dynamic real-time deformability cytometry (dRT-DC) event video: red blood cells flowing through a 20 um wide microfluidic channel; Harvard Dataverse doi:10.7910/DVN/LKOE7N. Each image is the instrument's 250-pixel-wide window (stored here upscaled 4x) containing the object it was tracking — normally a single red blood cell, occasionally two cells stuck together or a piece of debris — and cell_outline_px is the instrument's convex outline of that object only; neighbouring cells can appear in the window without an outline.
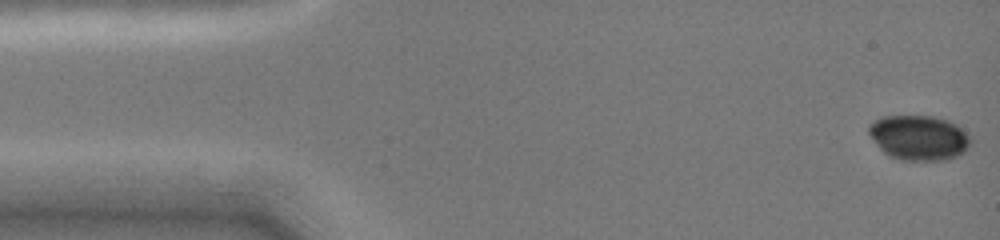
{"species": "common noctule bat (a hibernating species)", "species_latin": "Nyctalus noctula", "temperature_condition": "cold", "stored_images_in_passage": 24, "camera_frame_rate_fps": 3000, "um_per_image_px": 0.085, "animal": {"sex": "female", "body_mass_g": 19.0, "forearm_length_mm": 51.5}, "frame": {"image": 1, "passage_image": 1, "time_ms": 0.0, "image_size_px": [1000, 240], "cell_outline_px": [[972, 144], [964, 152], [948, 160], [900, 160], [884, 152], [876, 144], [868, 132], [868, 124], [884, 116], [932, 116], [948, 120], [956, 124], [972, 136]], "centroid_in_image_um": [78.15, 11.7], "position_along_channel_um": 6.8, "area_um2": 26.82}}
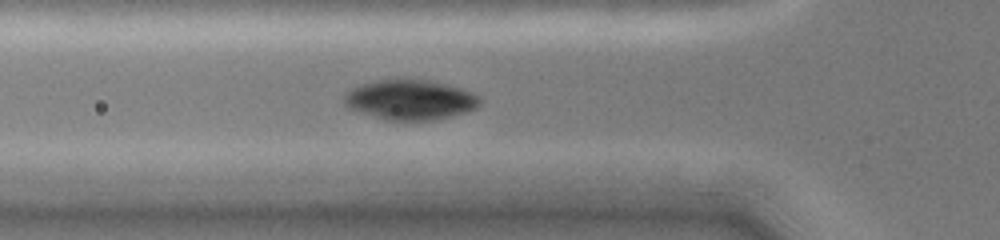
{"frame": {"image": 2, "passage_image": 16, "time_ms": 5.0, "image_size_px": [1000, 240], "cell_outline_px": [[480, 104], [476, 108], [452, 116], [436, 120], [388, 120], [360, 112], [348, 108], [344, 104], [344, 92], [360, 84], [376, 80], [432, 80], [448, 84], [472, 92], [480, 96]], "centroid_in_image_um": [34.86, 8.48], "position_along_channel_um": 90.9, "area_um2": 31.62}}
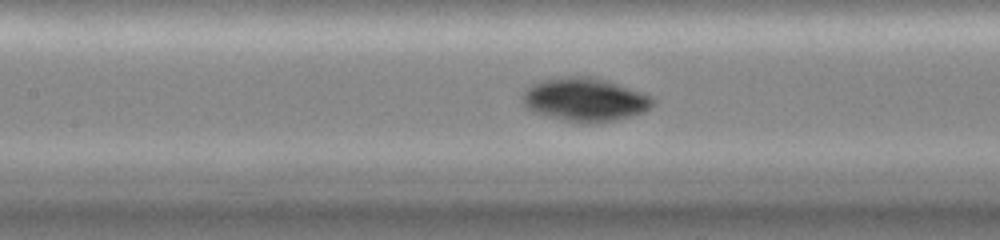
{"frame": {"image": 3, "passage_image": 21, "time_ms": 6.667, "image_size_px": [1000, 240], "cell_outline_px": [[656, 100], [644, 112], [616, 120], [600, 124], [584, 124], [564, 120], [532, 112], [524, 108], [524, 92], [532, 84], [544, 80], [564, 76], [592, 76], [652, 96]], "centroid_in_image_um": [49.71, 8.49], "position_along_channel_um": 157.7, "area_um2": 32.95}}